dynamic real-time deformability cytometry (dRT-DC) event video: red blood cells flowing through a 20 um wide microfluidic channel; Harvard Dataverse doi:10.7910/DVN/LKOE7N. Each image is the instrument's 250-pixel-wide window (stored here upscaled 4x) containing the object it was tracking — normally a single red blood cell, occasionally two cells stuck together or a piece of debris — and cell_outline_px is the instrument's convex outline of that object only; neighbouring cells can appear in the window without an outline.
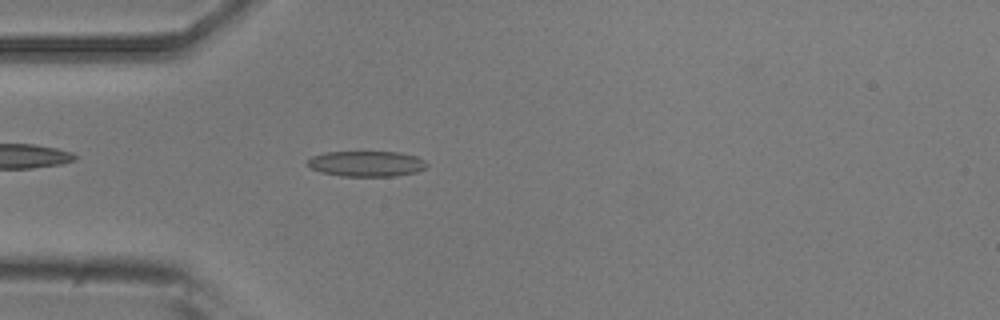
{"species": "common noctule bat (a hibernating species)", "species_latin": "Nyctalus noctula", "temperature_condition": "room temperature", "stored_images_in_passage": 3, "camera_frame_rate_fps": 3000, "um_per_image_px": 0.085, "animal": {"sex": "male", "body_mass_g": 20.5, "forearm_length_mm": 52.5}, "frame": {"image": 1, "passage_image": 3, "time_ms": 3.0, "image_size_px": [1000, 320], "cell_outline_px": [[428, 164], [424, 168], [416, 172], [396, 176], [340, 176], [320, 172], [312, 168], [308, 164], [308, 160], [312, 156], [324, 152], [400, 152], [416, 156], [424, 160]], "centroid_in_image_um": [31.16, 13.91], "position_along_channel_um": 53.8, "area_um2": 17.74}}